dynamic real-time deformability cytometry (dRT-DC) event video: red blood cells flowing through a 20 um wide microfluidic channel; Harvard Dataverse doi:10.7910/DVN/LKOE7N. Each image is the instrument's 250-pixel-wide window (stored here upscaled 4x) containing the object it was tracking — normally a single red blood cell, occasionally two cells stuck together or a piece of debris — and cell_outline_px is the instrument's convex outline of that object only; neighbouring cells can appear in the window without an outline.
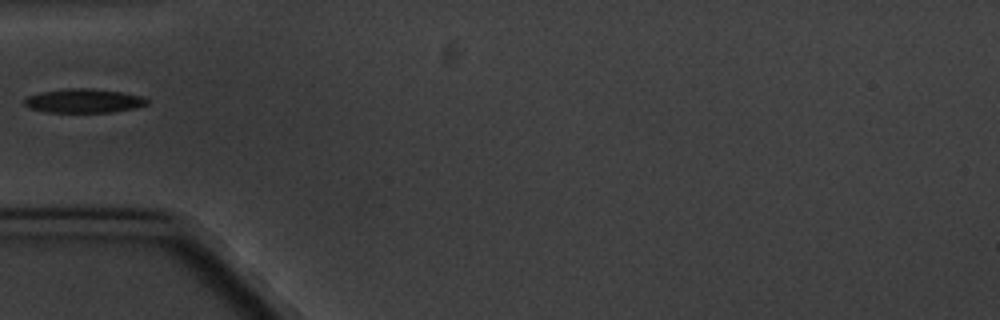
{"species": "common noctule bat (a hibernating species)", "species_latin": "Nyctalus noctula", "temperature_condition": "cold", "stored_images_in_passage": 6, "camera_frame_rate_fps": 3000, "um_per_image_px": 0.085, "animal": {"sex": "male", "body_mass_g": 20.1, "forearm_length_mm": 53.5}, "frame": {"image": 1, "passage_image": 6, "time_ms": 5.667, "image_size_px": [1000, 320], "cell_outline_px": [[148, 104], [136, 108], [112, 112], [48, 112], [28, 108], [24, 104], [24, 100], [28, 96], [40, 92], [64, 88], [92, 88], [124, 92], [140, 96], [148, 100]], "centroid_in_image_um": [7.11, 8.56], "position_along_channel_um": 77.9, "area_um2": 17.28}}